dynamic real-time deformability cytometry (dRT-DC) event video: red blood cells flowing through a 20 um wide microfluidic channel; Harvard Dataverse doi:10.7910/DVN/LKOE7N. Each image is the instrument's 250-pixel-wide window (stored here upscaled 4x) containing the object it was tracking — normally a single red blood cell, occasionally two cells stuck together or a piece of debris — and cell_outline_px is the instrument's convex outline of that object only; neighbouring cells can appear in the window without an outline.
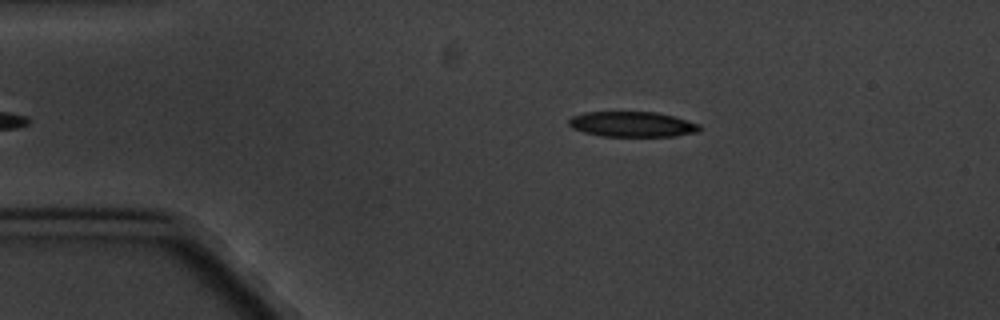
{"species": "common noctule bat (a hibernating species)", "species_latin": "Nyctalus noctula", "temperature_condition": "cold", "stored_images_in_passage": 4, "camera_frame_rate_fps": 3000, "um_per_image_px": 0.085, "animal": {"sex": "male", "body_mass_g": 20.1, "forearm_length_mm": 53.5}, "frame": {"image": 1, "passage_image": 1, "time_ms": 0.0, "image_size_px": [1000, 320], "cell_outline_px": [[700, 128], [696, 132], [676, 136], [600, 136], [584, 132], [572, 128], [568, 124], [568, 120], [572, 116], [584, 112], [656, 112], [672, 116], [700, 124]], "centroid_in_image_um": [53.7, 10.56], "position_along_channel_um": 31.3, "area_um2": 19.19}}
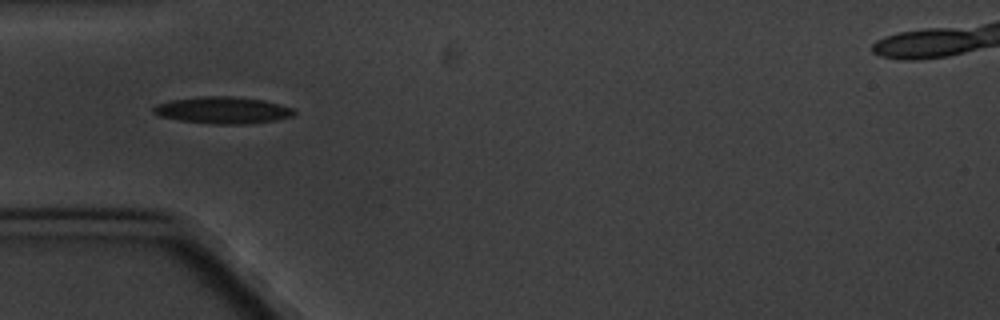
{"frame": {"image": 2, "passage_image": 3, "time_ms": 2.333, "image_size_px": [1000, 320], "cell_outline_px": [[296, 112], [292, 116], [276, 120], [244, 124], [212, 124], [180, 120], [160, 116], [152, 112], [152, 108], [156, 104], [172, 100], [200, 96], [232, 96], [264, 100], [292, 108]], "centroid_in_image_um": [18.91, 9.36], "position_along_channel_um": 66.1, "area_um2": 21.91}}